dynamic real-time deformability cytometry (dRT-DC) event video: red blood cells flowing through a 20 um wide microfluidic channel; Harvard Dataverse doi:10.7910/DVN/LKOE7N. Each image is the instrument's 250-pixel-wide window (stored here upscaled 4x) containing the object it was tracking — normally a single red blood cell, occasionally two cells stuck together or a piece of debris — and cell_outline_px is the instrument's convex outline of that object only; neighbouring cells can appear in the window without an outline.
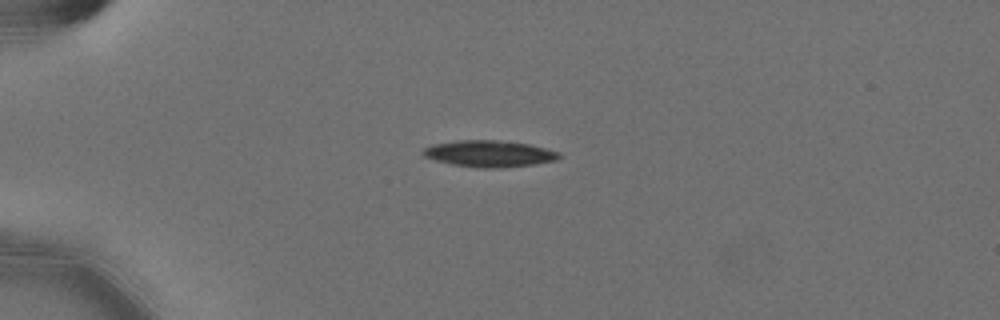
{"species": "Egyptian fruit bat (a non-hibernating species)", "species_latin": "Rousettus aegyptiacus", "temperature_condition": "cold", "stored_images_in_passage": 6, "camera_frame_rate_fps": 3000, "um_per_image_px": 0.085, "animal": {"sex": "female"}, "frame": {"image": 1, "passage_image": 1, "time_ms": 0.0, "image_size_px": [1000, 320], "cell_outline_px": [[560, 156], [556, 160], [532, 164], [496, 168], [476, 168], [452, 164], [436, 160], [424, 156], [420, 152], [424, 148], [432, 144], [456, 140], [496, 140], [528, 144], [560, 152]], "centroid_in_image_um": [41.53, 13.06], "position_along_channel_um": 43.5, "area_um2": 20.87}}